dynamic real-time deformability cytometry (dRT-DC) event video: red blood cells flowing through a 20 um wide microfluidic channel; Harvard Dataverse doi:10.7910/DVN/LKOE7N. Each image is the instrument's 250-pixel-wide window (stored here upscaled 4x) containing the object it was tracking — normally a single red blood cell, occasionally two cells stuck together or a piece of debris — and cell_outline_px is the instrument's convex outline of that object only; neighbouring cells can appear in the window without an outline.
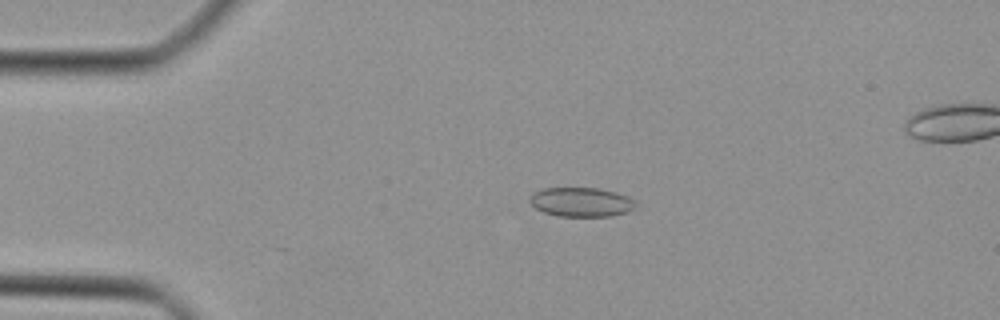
{"species": "Egyptian fruit bat (a non-hibernating species)", "species_latin": "Rousettus aegyptiacus", "temperature_condition": "cold", "stored_images_in_passage": 41, "camera_frame_rate_fps": 3000, "um_per_image_px": 0.085, "animal": {"sex": "female"}, "frame": {"image": 1, "passage_image": 5, "time_ms": 1.333, "image_size_px": [1000, 320], "cell_outline_px": [[636, 204], [628, 212], [612, 216], [560, 216], [544, 212], [536, 208], [528, 200], [532, 192], [544, 188], [600, 188], [616, 192], [628, 196], [636, 200]], "centroid_in_image_um": [49.41, 17.16], "position_along_channel_um": 35.6, "area_um2": 18.15}}
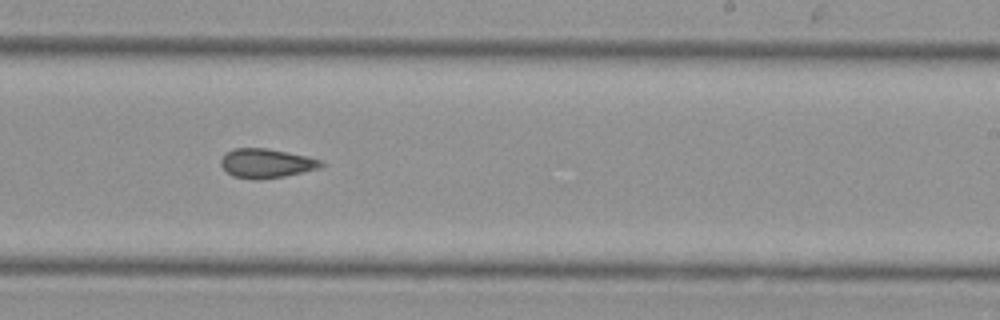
{"frame": {"image": 2, "passage_image": 23, "time_ms": 7.333, "image_size_px": [1000, 320], "cell_outline_px": [[324, 168], [284, 176], [256, 180], [232, 176], [220, 164], [220, 160], [224, 152], [232, 148], [268, 148], [308, 156], [324, 160]], "centroid_in_image_um": [22.67, 13.87], "position_along_channel_um": 266.3, "area_um2": 17.46}}
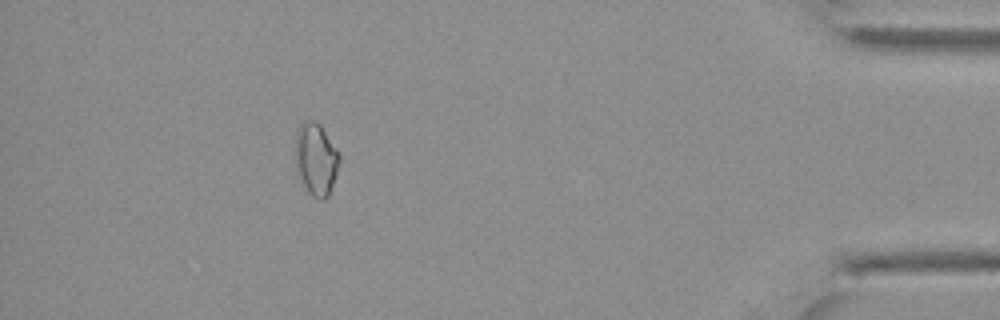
{"frame": {"image": 3, "passage_image": 36, "time_ms": 11.667, "image_size_px": [1000, 320], "cell_outline_px": [[340, 164], [328, 196], [324, 200], [320, 200], [312, 196], [308, 192], [300, 180], [296, 172], [296, 132], [300, 124], [304, 120], [316, 120], [320, 124], [340, 156]], "centroid_in_image_um": [26.85, 13.54], "position_along_channel_um": 408.4, "area_um2": 18.61}}